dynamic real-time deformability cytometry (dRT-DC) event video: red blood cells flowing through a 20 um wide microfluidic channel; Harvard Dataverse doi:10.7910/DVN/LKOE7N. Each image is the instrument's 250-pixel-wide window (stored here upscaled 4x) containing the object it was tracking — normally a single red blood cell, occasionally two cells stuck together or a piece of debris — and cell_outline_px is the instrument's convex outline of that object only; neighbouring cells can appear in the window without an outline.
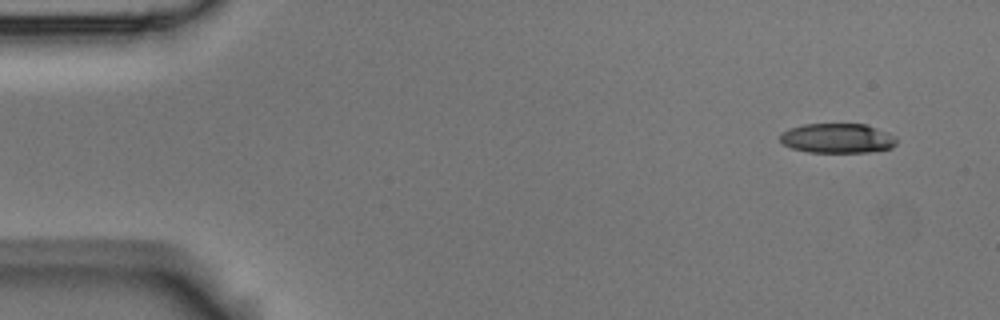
{"species": "Egyptian fruit bat (a non-hibernating species)", "species_latin": "Rousettus aegyptiacus", "temperature_condition": "room temperature", "stored_images_in_passage": 10, "camera_frame_rate_fps": 3000, "um_per_image_px": 0.085, "animal": {"sex": "male"}, "frame": {"image": 1, "passage_image": 1, "time_ms": 0.0, "image_size_px": [1000, 320], "cell_outline_px": [[896, 144], [892, 148], [868, 152], [808, 152], [792, 148], [784, 144], [780, 140], [780, 132], [788, 128], [804, 124], [864, 124], [888, 132], [896, 136]], "centroid_in_image_um": [71.17, 11.75], "position_along_channel_um": 13.8, "area_um2": 20.23}}
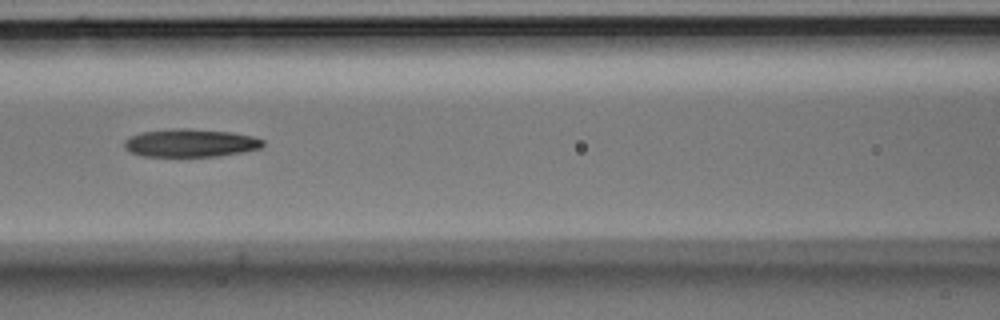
{"frame": {"image": 2, "passage_image": 6, "time_ms": 1.667, "image_size_px": [1000, 320], "cell_outline_px": [[264, 144], [260, 148], [244, 152], [220, 156], [140, 156], [124, 148], [124, 140], [128, 136], [140, 132], [172, 128], [188, 128], [232, 132], [252, 136], [264, 140]], "centroid_in_image_um": [16.17, 12.14], "position_along_channel_um": 150.4, "area_um2": 22.89}}
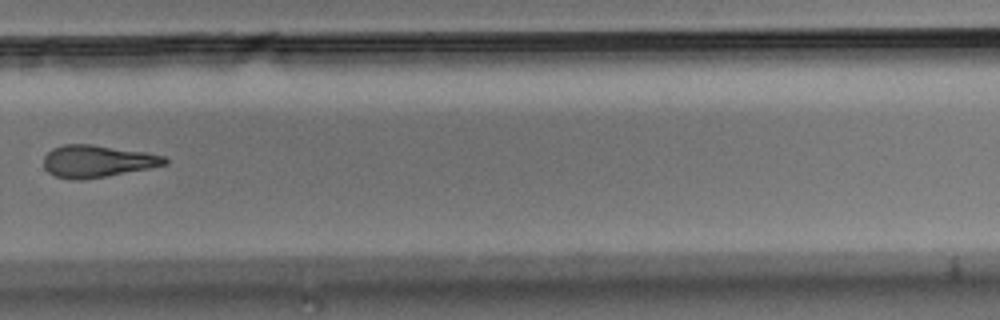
{"frame": {"image": 3, "passage_image": 10, "time_ms": 3.0, "image_size_px": [1000, 320], "cell_outline_px": [[168, 164], [148, 168], [104, 176], [80, 180], [72, 180], [56, 176], [48, 172], [44, 168], [44, 156], [52, 148], [64, 144], [92, 144], [144, 152], [164, 156], [168, 160]], "centroid_in_image_um": [8.23, 13.69], "position_along_channel_um": 321.6, "area_um2": 22.48}}